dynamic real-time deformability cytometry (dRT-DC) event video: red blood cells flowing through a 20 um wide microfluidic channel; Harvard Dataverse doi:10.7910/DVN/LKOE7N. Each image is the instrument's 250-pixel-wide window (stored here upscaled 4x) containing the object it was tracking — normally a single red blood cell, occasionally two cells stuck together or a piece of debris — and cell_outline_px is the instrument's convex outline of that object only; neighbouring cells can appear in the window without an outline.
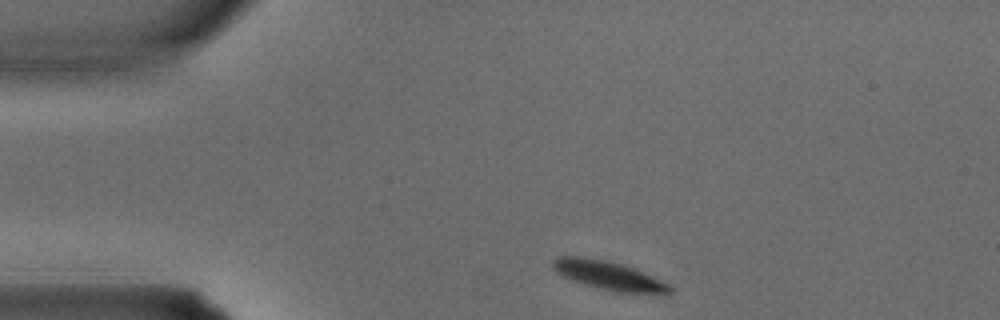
{"species": "common noctule bat (a hibernating species)", "species_latin": "Nyctalus noctula", "temperature_condition": "warm", "stored_images_in_passage": 2, "camera_frame_rate_fps": 3000, "um_per_image_px": 0.085, "animal": {"sex": "male", "body_mass_g": 15.6}, "frame": {"image": 1, "passage_image": 1, "time_ms": 0.0, "image_size_px": [1000, 320], "cell_outline_px": [[672, 292], [620, 292], [600, 288], [572, 280], [556, 272], [552, 268], [552, 260], [556, 256], [580, 256], [604, 260], [620, 264], [632, 268], [668, 284], [672, 288]], "centroid_in_image_um": [51.61, 23.38], "position_along_channel_um": 33.4, "area_um2": 18.79}}